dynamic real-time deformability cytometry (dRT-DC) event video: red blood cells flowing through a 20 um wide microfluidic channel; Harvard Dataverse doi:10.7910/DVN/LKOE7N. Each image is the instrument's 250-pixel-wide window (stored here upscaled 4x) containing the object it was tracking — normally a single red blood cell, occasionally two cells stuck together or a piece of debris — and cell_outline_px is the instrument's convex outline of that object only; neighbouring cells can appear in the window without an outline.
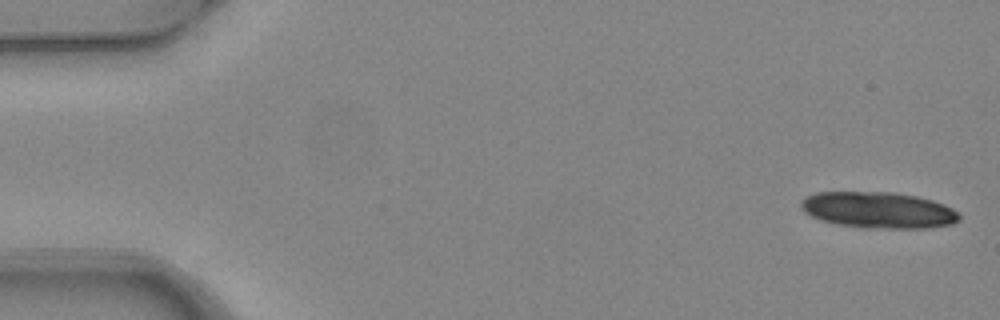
{"species": "common noctule bat (a hibernating species)", "species_latin": "Nyctalus noctula", "temperature_condition": "warm", "stored_images_in_passage": 5, "camera_frame_rate_fps": 3000, "um_per_image_px": 0.085, "animal": {"sex": "female", "body_mass_g": 24.6, "forearm_length_mm": 56.2}, "frame": {"image": 1, "passage_image": 1, "time_ms": 0.0, "image_size_px": [1000, 320], "cell_outline_px": [[960, 220], [952, 224], [924, 228], [864, 228], [836, 224], [820, 220], [804, 212], [800, 208], [800, 200], [804, 196], [816, 192], [892, 192], [916, 196], [932, 200], [944, 204], [952, 208], [960, 216]], "centroid_in_image_um": [74.61, 17.85], "position_along_channel_um": 10.4, "area_um2": 33.64}}